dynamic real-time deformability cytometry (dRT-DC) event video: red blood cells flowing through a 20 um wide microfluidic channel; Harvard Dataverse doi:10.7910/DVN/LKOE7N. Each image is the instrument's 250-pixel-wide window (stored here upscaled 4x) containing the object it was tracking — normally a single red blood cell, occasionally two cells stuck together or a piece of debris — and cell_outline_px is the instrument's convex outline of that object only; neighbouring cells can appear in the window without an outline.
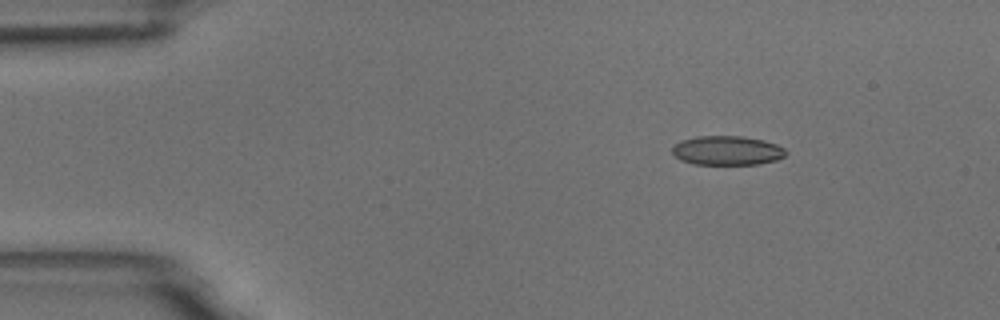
{"species": "common noctule bat (a hibernating species)", "species_latin": "Nyctalus noctula", "temperature_condition": "room temperature", "stored_images_in_passage": 4, "camera_frame_rate_fps": 3000, "um_per_image_px": 0.085, "animal": {"sex": "male", "body_mass_g": 18.8}, "frame": {"image": 1, "passage_image": 1, "time_ms": 0.0, "image_size_px": [1000, 320], "cell_outline_px": [[788, 152], [784, 156], [776, 160], [760, 164], [692, 164], [680, 160], [672, 152], [672, 148], [680, 140], [696, 136], [744, 136], [764, 140], [776, 144], [784, 148]], "centroid_in_image_um": [61.81, 12.79], "position_along_channel_um": 23.2, "area_um2": 19.48}}